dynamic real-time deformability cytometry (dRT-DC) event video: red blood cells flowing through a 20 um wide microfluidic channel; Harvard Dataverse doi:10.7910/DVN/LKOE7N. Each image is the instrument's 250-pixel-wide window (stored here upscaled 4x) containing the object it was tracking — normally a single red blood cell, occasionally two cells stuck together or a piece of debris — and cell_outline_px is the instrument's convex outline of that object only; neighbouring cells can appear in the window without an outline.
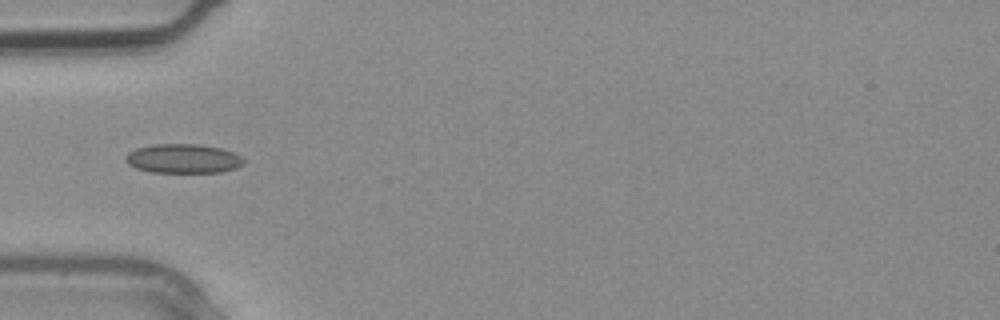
{"species": "common noctule bat (a hibernating species)", "species_latin": "Nyctalus noctula", "temperature_condition": "warm", "stored_images_in_passage": 1, "camera_frame_rate_fps": 3000, "um_per_image_px": 0.085, "animal": {"sex": "male", "body_mass_g": 20.4}, "frame": {"image": 1, "passage_image": 1, "time_ms": 0.0, "image_size_px": [1000, 320], "cell_outline_px": [[244, 164], [236, 168], [220, 172], [152, 172], [136, 168], [128, 164], [124, 160], [128, 152], [136, 148], [156, 144], [200, 144], [224, 148], [240, 156], [244, 160]], "centroid_in_image_um": [15.58, 13.47], "position_along_channel_um": 69.4, "area_um2": 20.17}}